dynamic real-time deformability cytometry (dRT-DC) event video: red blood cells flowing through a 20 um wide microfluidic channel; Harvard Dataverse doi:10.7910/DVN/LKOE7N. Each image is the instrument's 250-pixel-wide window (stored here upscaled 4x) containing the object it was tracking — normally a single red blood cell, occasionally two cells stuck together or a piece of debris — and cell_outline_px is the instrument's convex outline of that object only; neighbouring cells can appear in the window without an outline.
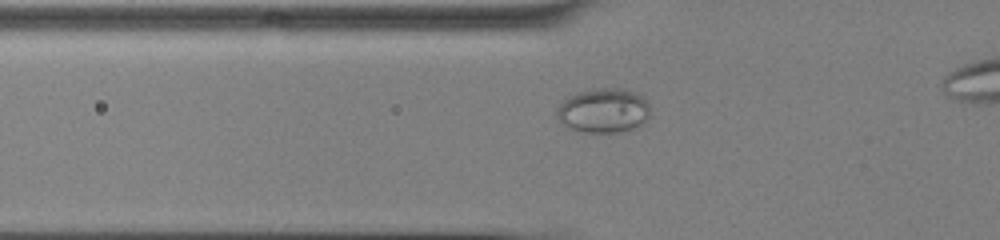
{"species": "common noctule bat (a hibernating species)", "species_latin": "Nyctalus noctula", "temperature_condition": "cold", "stored_images_in_passage": 44, "camera_frame_rate_fps": 3000, "um_per_image_px": 0.085, "animal": {"sex": "male", "body_mass_g": 13.0, "forearm_length_mm": 53.1}, "frame": {"image": 1, "passage_image": 15, "time_ms": 4.667, "image_size_px": [1000, 240], "cell_outline_px": [[652, 116], [644, 124], [628, 132], [584, 132], [572, 128], [564, 124], [556, 116], [556, 108], [568, 96], [576, 92], [592, 88], [620, 88], [636, 92], [644, 96], [648, 104]], "centroid_in_image_um": [51.36, 9.39], "position_along_channel_um": 74.4, "area_um2": 24.8}}
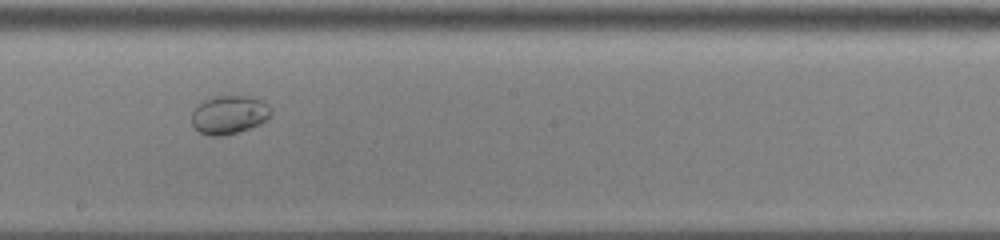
{"frame": {"image": 2, "passage_image": 27, "time_ms": 8.667, "image_size_px": [1000, 240], "cell_outline_px": [[272, 112], [260, 124], [224, 136], [212, 136], [200, 132], [192, 124], [192, 112], [204, 100], [216, 96], [248, 96], [260, 100], [268, 104]], "centroid_in_image_um": [19.47, 9.75], "position_along_channel_um": 228.7, "area_um2": 17.46}}
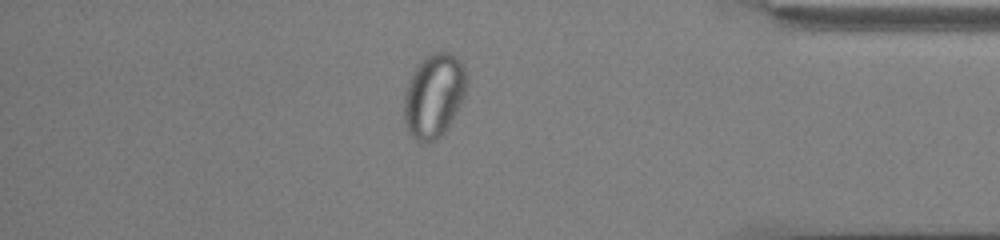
{"frame": {"image": 3, "passage_image": 42, "time_ms": 13.667, "image_size_px": [1000, 240], "cell_outline_px": [[464, 96], [448, 128], [440, 136], [428, 144], [420, 144], [408, 132], [404, 124], [404, 92], [408, 80], [412, 72], [428, 56], [436, 52], [452, 52], [464, 64]], "centroid_in_image_um": [36.84, 8.18], "position_along_channel_um": 398.4, "area_um2": 30.46}}